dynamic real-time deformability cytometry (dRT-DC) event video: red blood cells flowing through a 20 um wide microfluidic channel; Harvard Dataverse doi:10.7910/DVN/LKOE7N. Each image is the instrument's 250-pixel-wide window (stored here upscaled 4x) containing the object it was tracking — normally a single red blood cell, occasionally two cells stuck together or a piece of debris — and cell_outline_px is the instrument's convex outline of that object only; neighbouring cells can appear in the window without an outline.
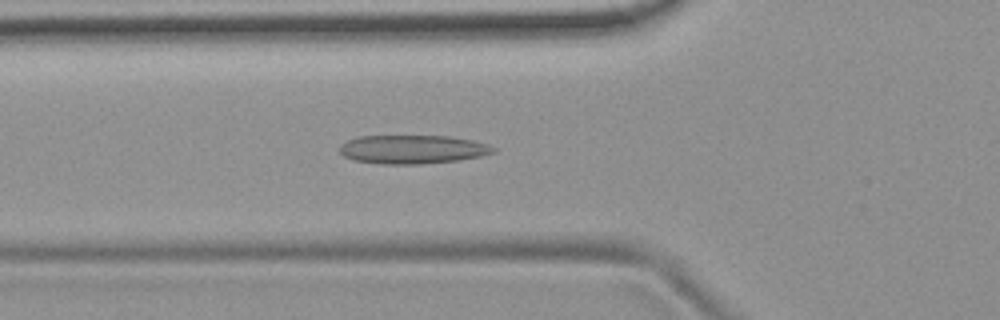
{"species": "common noctule bat (a hibernating species)", "species_latin": "Nyctalus noctula", "temperature_condition": "room temperature", "stored_images_in_passage": 52, "camera_frame_rate_fps": 3000, "um_per_image_px": 0.085, "animal": {"sex": "female", "body_mass_g": 19.9}, "frame": {"image": 1, "passage_image": 18, "time_ms": 5.667, "image_size_px": [1000, 320], "cell_outline_px": [[496, 152], [480, 156], [460, 160], [420, 164], [380, 164], [352, 160], [344, 156], [340, 152], [340, 144], [356, 136], [452, 136], [476, 140], [488, 144], [496, 148]], "centroid_in_image_um": [35.09, 12.69], "position_along_channel_um": 90.7, "area_um2": 26.01}}
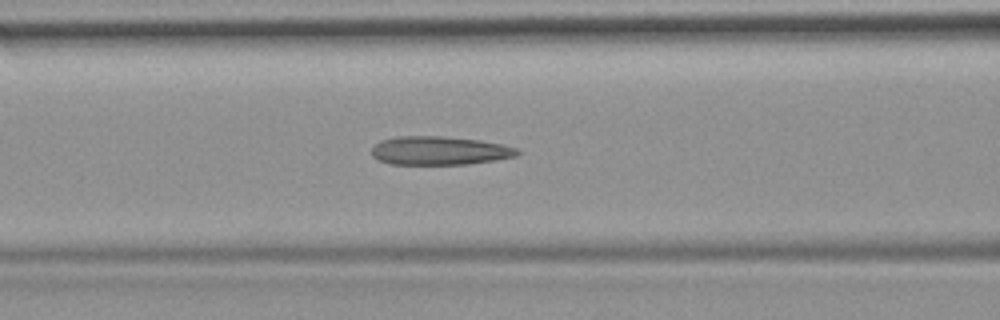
{"frame": {"image": 2, "passage_image": 21, "time_ms": 6.667, "image_size_px": [1000, 320], "cell_outline_px": [[520, 152], [516, 156], [496, 160], [464, 164], [392, 164], [376, 160], [372, 156], [372, 148], [380, 140], [396, 136], [440, 136], [480, 140], [500, 144], [516, 148]], "centroid_in_image_um": [37.31, 12.8], "position_along_channel_um": 129.3, "area_um2": 24.22}}
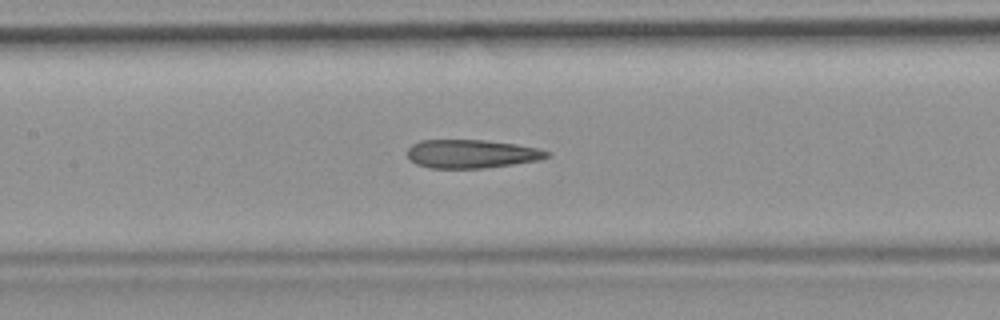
{"frame": {"image": 3, "passage_image": 24, "time_ms": 7.667, "image_size_px": [1000, 320], "cell_outline_px": [[552, 156], [540, 160], [484, 168], [428, 168], [416, 164], [408, 156], [408, 148], [412, 144], [420, 140], [484, 140], [516, 144], [540, 148], [552, 152]], "centroid_in_image_um": [40.13, 13.07], "position_along_channel_um": 167.3, "area_um2": 23.35}, "authors_computed_cell_mechanics": {"area_um2": 24.1604, "velocity_mm_per_s": 3.8055, "shape_relaxation_time_tau1_ms": null, "shape_relaxation_time_tau2_ms": 3.8036, "deformation_change_tau1": null, "deformation_change_tau2": 0.1523}}